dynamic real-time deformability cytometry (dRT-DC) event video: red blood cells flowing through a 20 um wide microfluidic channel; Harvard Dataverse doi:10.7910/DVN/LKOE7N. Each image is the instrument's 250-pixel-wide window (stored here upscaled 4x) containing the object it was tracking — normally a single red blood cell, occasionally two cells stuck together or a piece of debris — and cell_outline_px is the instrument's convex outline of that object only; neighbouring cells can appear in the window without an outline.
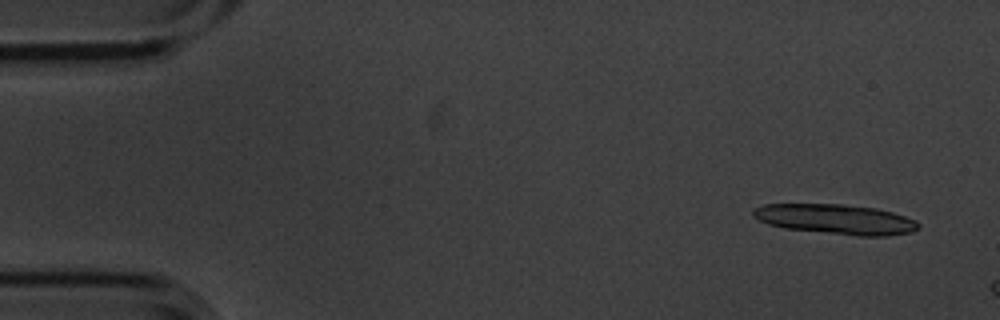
{"species": "common noctule bat (a hibernating species)", "species_latin": "Nyctalus noctula", "temperature_condition": "cold", "stored_images_in_passage": 3, "camera_frame_rate_fps": 3000, "um_per_image_px": 0.085, "animal": {"sex": "male", "body_mass_g": 20.1, "forearm_length_mm": 53.5}, "frame": {"image": 1, "passage_image": 1, "time_ms": 0.0, "image_size_px": [1000, 320], "cell_outline_px": [[920, 228], [912, 232], [888, 236], [856, 236], [784, 228], [768, 224], [752, 216], [752, 208], [764, 204], [840, 204], [876, 208], [892, 212], [916, 220], [920, 224]], "centroid_in_image_um": [71.05, 18.64], "position_along_channel_um": 13.9, "area_um2": 29.07}}